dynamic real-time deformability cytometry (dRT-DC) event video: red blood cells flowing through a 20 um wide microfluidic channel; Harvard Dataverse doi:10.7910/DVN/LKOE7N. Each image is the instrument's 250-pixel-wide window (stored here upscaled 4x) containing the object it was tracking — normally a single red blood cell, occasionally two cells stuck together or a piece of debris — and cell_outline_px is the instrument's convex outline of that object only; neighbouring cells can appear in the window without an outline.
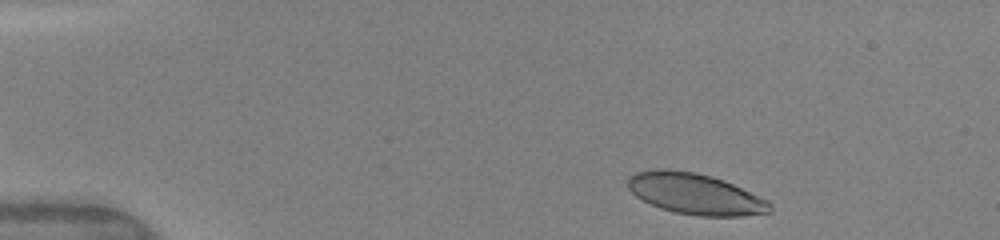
{"species": "human", "species_latin": "Homo sapiens", "temperature_condition": "warm", "stored_images_in_passage": 35, "camera_frame_rate_fps": 3000, "um_per_image_px": 0.085, "donor": {"sex": "female"}, "frame": {"image": 1, "passage_image": 2, "time_ms": 0.667, "image_size_px": [1000, 240], "cell_outline_px": [[772, 212], [740, 216], [700, 216], [676, 212], [660, 208], [636, 196], [628, 188], [628, 176], [636, 172], [656, 168], [668, 168], [696, 172], [724, 180], [768, 200], [772, 204]], "centroid_in_image_um": [59.09, 16.46], "position_along_channel_um": 25.9, "area_um2": 33.99}}
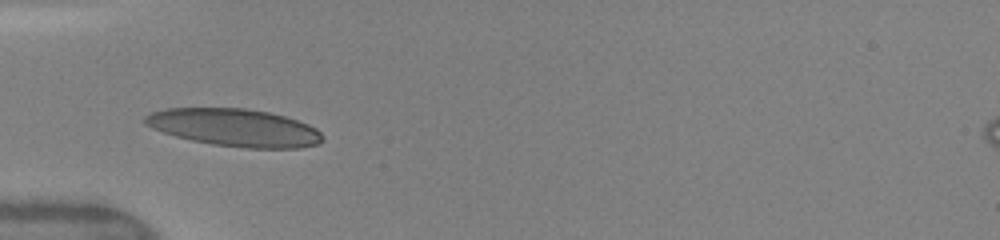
{"frame": {"image": 2, "passage_image": 11, "time_ms": 3.667, "image_size_px": [1000, 240], "cell_outline_px": [[324, 140], [320, 144], [300, 148], [248, 148], [212, 144], [192, 140], [176, 136], [152, 128], [144, 124], [144, 116], [152, 112], [168, 108], [244, 108], [268, 112], [284, 116], [308, 124], [316, 128], [324, 136]], "centroid_in_image_um": [19.97, 10.85], "position_along_channel_um": 65.0, "area_um2": 38.84}}
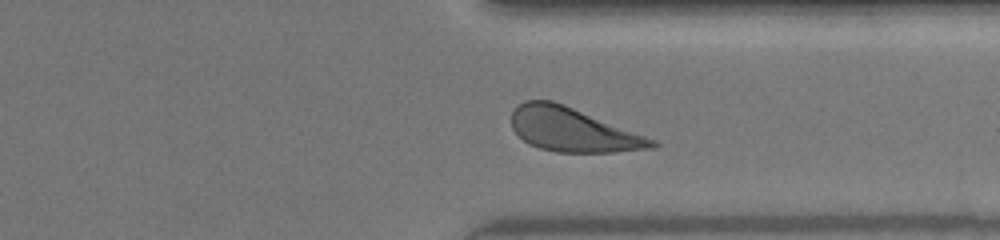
{"frame": {"image": 3, "passage_image": 31, "time_ms": 11.0, "image_size_px": [1000, 240], "cell_outline_px": [[660, 144], [656, 148], [616, 152], [556, 152], [540, 148], [528, 144], [512, 128], [512, 112], [524, 100], [552, 100], [564, 104], [656, 140]], "centroid_in_image_um": [48.7, 11.04], "position_along_channel_um": 362.7, "area_um2": 35.72}, "authors_computed_cell_mechanics": {"area_um2": 35.4892, "velocity_mm_per_s": 4.0891, "shape_relaxation_time_tau1_ms": 1.7634, "shape_relaxation_time_tau2_ms": null, "deformation_change_tau1": 0.1064, "deformation_change_tau2": null}}